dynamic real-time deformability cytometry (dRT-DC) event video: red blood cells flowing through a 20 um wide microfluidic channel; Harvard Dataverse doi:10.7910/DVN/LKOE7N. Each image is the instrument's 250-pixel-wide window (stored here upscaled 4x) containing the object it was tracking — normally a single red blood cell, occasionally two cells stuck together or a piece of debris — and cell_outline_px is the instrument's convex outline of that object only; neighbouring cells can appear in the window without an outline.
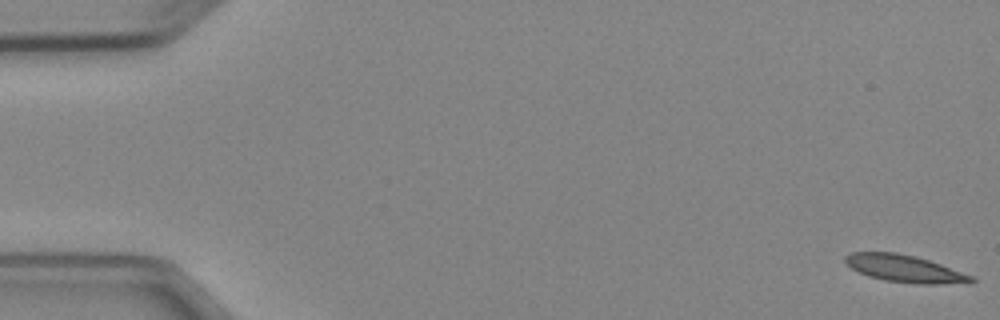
{"species": "Egyptian fruit bat (a non-hibernating species)", "species_latin": "Rousettus aegyptiacus", "temperature_condition": "cold", "stored_images_in_passage": 5, "camera_frame_rate_fps": 3000, "um_per_image_px": 0.085, "animal": {"sex": "female"}, "frame": {"image": 1, "passage_image": 1, "time_ms": 0.0, "image_size_px": [1000, 320], "cell_outline_px": [[976, 280], [972, 284], [916, 284], [884, 280], [868, 276], [852, 268], [844, 260], [844, 256], [852, 252], [896, 252], [928, 260], [940, 264], [972, 276]], "centroid_in_image_um": [76.93, 22.85], "position_along_channel_um": 8.1, "area_um2": 19.94}}
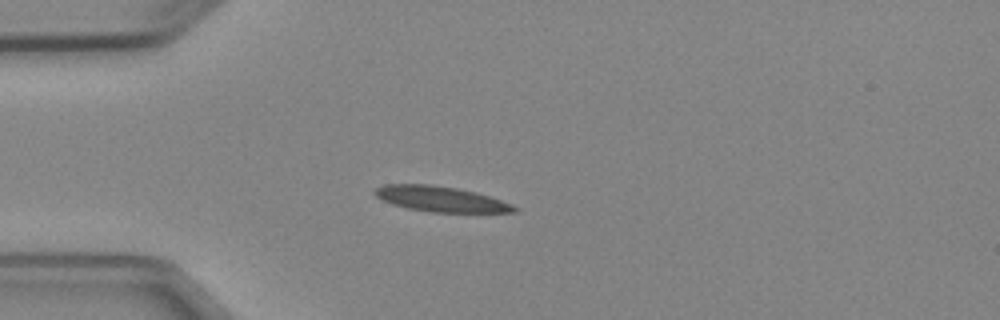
{"frame": {"image": 2, "passage_image": 5, "time_ms": 4.333, "image_size_px": [1000, 320], "cell_outline_px": [[520, 212], [432, 212], [408, 208], [392, 204], [376, 196], [372, 192], [376, 188], [384, 184], [432, 184], [456, 188], [476, 192], [512, 204], [520, 208]], "centroid_in_image_um": [37.48, 16.91], "position_along_channel_um": 47.5, "area_um2": 20.58}}